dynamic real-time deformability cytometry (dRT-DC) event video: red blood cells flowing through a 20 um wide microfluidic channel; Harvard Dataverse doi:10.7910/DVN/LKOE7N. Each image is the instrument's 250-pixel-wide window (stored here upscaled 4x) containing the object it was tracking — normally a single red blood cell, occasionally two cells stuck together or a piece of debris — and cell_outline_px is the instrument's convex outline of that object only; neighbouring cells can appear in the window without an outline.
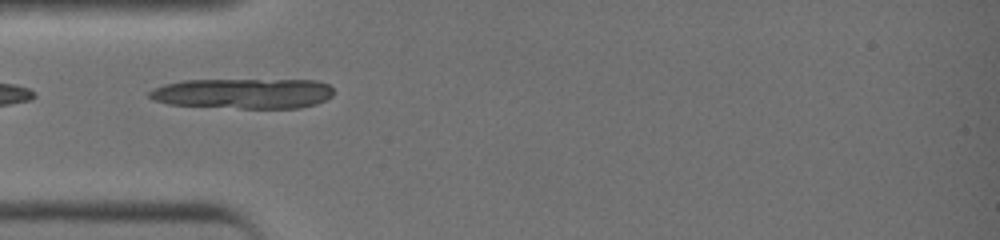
{"species": "common noctule bat (a hibernating species)", "species_latin": "Nyctalus noctula", "temperature_condition": "warm", "stored_images_in_passage": 20, "camera_frame_rate_fps": 3000, "um_per_image_px": 0.085, "animal": {"sex": "female", "body_mass_g": 19.0, "forearm_length_mm": 51.5}, "frame": {"image": 1, "passage_image": 1, "time_ms": 0.0, "image_size_px": [1000, 240], "cell_outline_px": [[332, 96], [316, 104], [300, 108], [240, 108], [168, 104], [152, 100], [148, 96], [148, 92], [152, 88], [164, 84], [184, 80], [316, 80], [328, 84], [332, 88]], "centroid_in_image_um": [20.65, 7.94], "position_along_channel_um": 64.4, "area_um2": 32.6}}
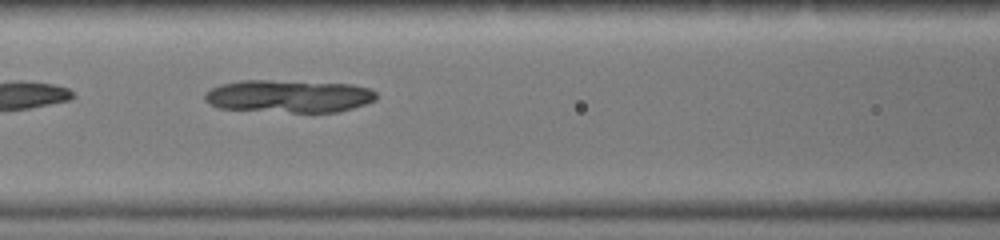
{"frame": {"image": 2, "passage_image": 6, "time_ms": 1.667, "image_size_px": [1000, 240], "cell_outline_px": [[376, 100], [352, 108], [336, 112], [292, 112], [220, 108], [208, 104], [204, 100], [204, 92], [220, 84], [240, 80], [268, 80], [352, 84], [368, 88], [376, 92]], "centroid_in_image_um": [24.51, 8.17], "position_along_channel_um": 142.1, "area_um2": 32.6}}
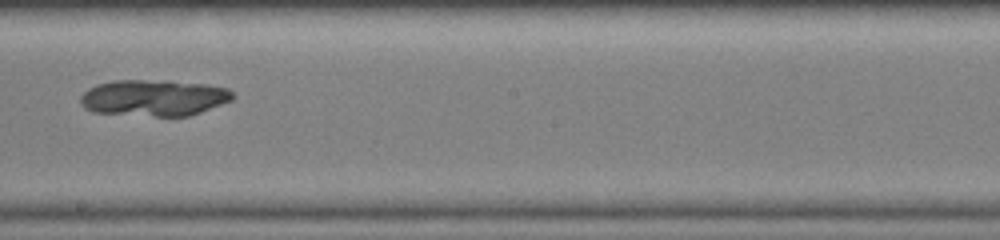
{"frame": {"image": 3, "passage_image": 12, "time_ms": 3.667, "image_size_px": [1000, 240], "cell_outline_px": [[236, 96], [232, 100], [200, 112], [188, 116], [156, 116], [92, 112], [84, 108], [80, 104], [80, 96], [88, 88], [96, 84], [112, 80], [168, 80], [208, 84], [228, 88]], "centroid_in_image_um": [13.07, 8.3], "position_along_channel_um": 235.1, "area_um2": 32.6}}